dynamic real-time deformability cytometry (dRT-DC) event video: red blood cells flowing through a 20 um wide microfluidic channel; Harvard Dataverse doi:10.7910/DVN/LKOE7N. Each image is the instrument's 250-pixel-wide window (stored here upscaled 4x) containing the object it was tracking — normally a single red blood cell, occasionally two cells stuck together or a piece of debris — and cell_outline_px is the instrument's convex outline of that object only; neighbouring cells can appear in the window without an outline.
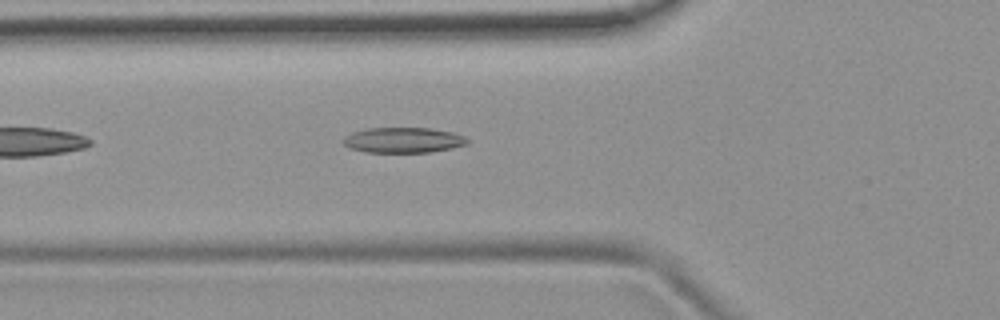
{"species": "common noctule bat (a hibernating species)", "species_latin": "Nyctalus noctula", "temperature_condition": "room temperature", "stored_images_in_passage": 3, "camera_frame_rate_fps": 3000, "um_per_image_px": 0.085, "animal": {"sex": "female", "body_mass_g": 19.9}, "frame": {"image": 1, "passage_image": 3, "time_ms": 3.667, "image_size_px": [1000, 320], "cell_outline_px": [[472, 140], [468, 144], [452, 148], [428, 152], [364, 152], [348, 148], [340, 140], [344, 136], [352, 132], [368, 128], [432, 128], [452, 132], [464, 136]], "centroid_in_image_um": [34.27, 11.91], "position_along_channel_um": 91.5, "area_um2": 18.61}}